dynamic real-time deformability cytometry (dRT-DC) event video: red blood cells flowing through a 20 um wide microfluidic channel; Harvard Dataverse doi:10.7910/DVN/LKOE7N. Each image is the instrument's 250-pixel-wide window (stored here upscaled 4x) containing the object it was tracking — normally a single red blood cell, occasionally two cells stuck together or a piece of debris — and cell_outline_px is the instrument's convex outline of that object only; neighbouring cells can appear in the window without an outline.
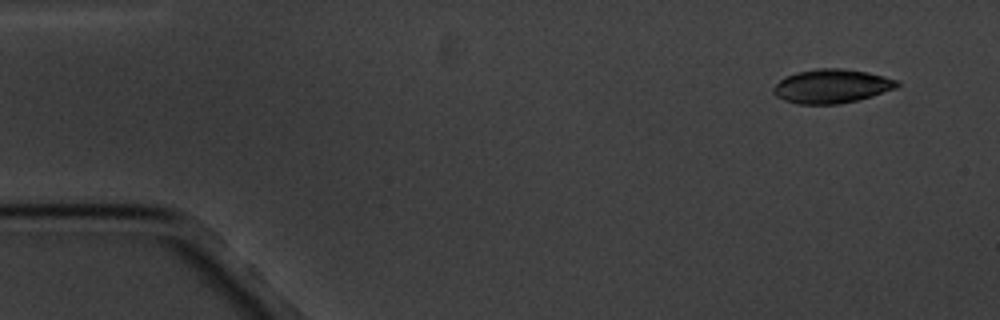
{"species": "common noctule bat (a hibernating species)", "species_latin": "Nyctalus noctula", "temperature_condition": "cold", "stored_images_in_passage": 12, "camera_frame_rate_fps": 3000, "um_per_image_px": 0.085, "animal": {"sex": "male", "body_mass_g": 20.1, "forearm_length_mm": 53.5}, "frame": {"image": 1, "passage_image": 1, "time_ms": 0.0, "image_size_px": [1000, 320], "cell_outline_px": [[900, 84], [896, 88], [872, 96], [840, 104], [800, 104], [784, 100], [776, 96], [772, 92], [772, 88], [784, 76], [796, 72], [816, 68], [840, 68], [868, 72], [884, 76], [896, 80]], "centroid_in_image_um": [70.66, 7.32], "position_along_channel_um": 14.3, "area_um2": 24.51}}
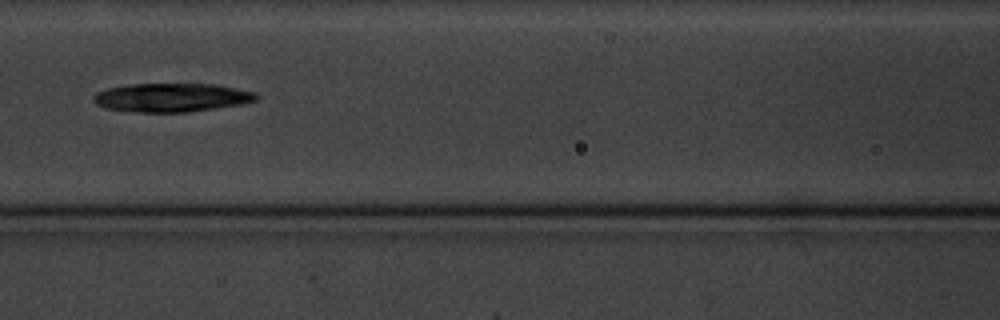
{"frame": {"image": 2, "passage_image": 7, "time_ms": 7.0, "image_size_px": [1000, 320], "cell_outline_px": [[260, 96], [256, 100], [244, 104], [188, 112], [136, 112], [104, 108], [96, 104], [92, 100], [92, 96], [96, 92], [108, 88], [128, 84], [216, 84], [256, 92]], "centroid_in_image_um": [14.59, 8.29], "position_along_channel_um": 152.0, "area_um2": 27.46}}
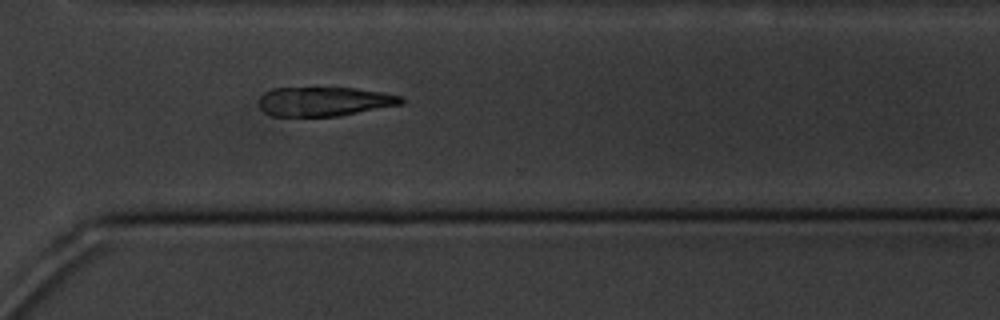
{"frame": {"image": 3, "passage_image": 12, "time_ms": 12.667, "image_size_px": [1000, 320], "cell_outline_px": [[404, 104], [336, 116], [272, 116], [264, 112], [260, 108], [260, 96], [264, 92], [272, 88], [356, 88], [404, 96]], "centroid_in_image_um": [27.58, 8.62], "position_along_channel_um": 343.0, "area_um2": 24.22}}